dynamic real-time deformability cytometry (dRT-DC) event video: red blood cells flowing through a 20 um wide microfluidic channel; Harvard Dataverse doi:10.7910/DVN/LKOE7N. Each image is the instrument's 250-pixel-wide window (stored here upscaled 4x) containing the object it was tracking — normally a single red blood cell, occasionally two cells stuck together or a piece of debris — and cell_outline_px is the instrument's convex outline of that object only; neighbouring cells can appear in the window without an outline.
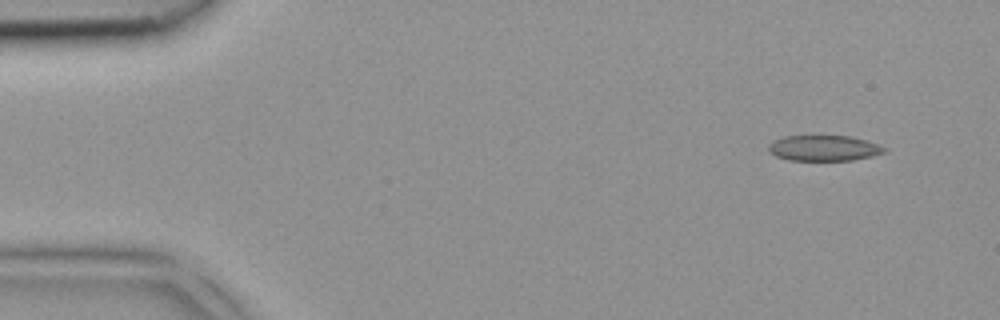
{"species": "common noctule bat (a hibernating species)", "species_latin": "Nyctalus noctula", "temperature_condition": "room temperature", "stored_images_in_passage": 9, "camera_frame_rate_fps": 3000, "um_per_image_px": 0.085, "animal": {"sex": "female", "body_mass_g": 18.4}, "frame": {"image": 1, "passage_image": 1, "time_ms": 0.0, "image_size_px": [1000, 320], "cell_outline_px": [[888, 152], [872, 156], [852, 160], [788, 160], [776, 156], [768, 152], [768, 144], [784, 136], [848, 136], [868, 140], [880, 144], [888, 148]], "centroid_in_image_um": [70.08, 12.59], "position_along_channel_um": 14.9, "area_um2": 17.46}}